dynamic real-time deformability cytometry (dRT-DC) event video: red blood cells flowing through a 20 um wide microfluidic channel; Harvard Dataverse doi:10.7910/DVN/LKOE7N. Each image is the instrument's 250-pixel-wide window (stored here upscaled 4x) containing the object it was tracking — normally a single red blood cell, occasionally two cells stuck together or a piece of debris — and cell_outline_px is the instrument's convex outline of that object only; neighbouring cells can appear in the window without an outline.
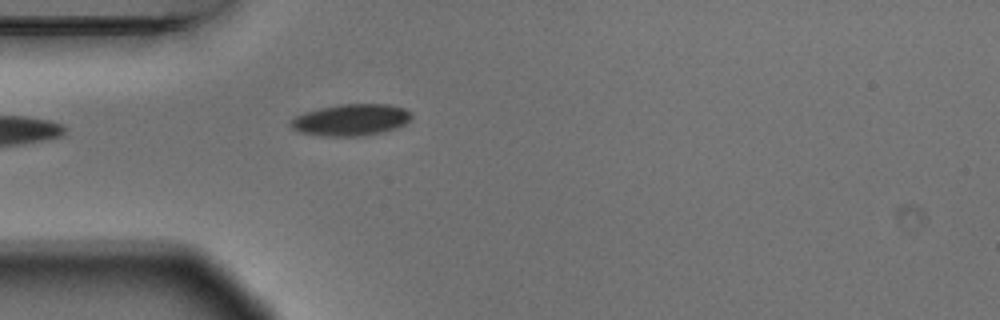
{"species": "Egyptian fruit bat (a non-hibernating species)", "species_latin": "Rousettus aegyptiacus", "temperature_condition": "warm", "stored_images_in_passage": 1, "camera_frame_rate_fps": 3000, "um_per_image_px": 0.085, "animal": {"sex": "male"}, "frame": {"image": 1, "passage_image": 1, "time_ms": 0.0, "image_size_px": [1000, 320], "cell_outline_px": [[412, 116], [404, 124], [396, 128], [380, 132], [360, 136], [320, 136], [300, 132], [292, 128], [288, 124], [296, 116], [304, 112], [320, 108], [340, 104], [388, 104], [404, 108], [412, 112]], "centroid_in_image_um": [29.82, 10.18], "position_along_channel_um": 55.2, "area_um2": 22.2}}